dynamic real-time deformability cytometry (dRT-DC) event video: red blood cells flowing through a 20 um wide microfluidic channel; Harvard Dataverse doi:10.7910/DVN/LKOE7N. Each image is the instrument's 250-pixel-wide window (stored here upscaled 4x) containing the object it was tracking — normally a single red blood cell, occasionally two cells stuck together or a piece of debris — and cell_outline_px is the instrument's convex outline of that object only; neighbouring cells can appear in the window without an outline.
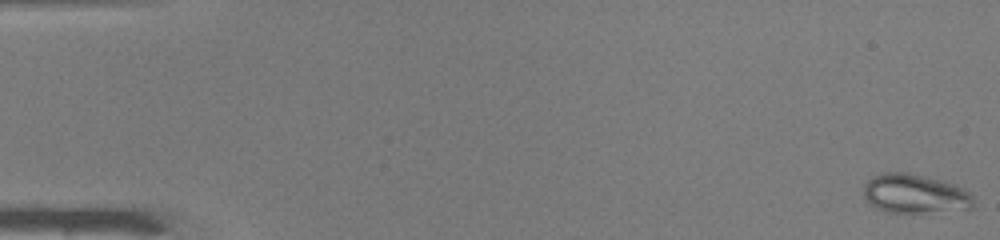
{"species": "common noctule bat (a hibernating species)", "species_latin": "Nyctalus noctula", "temperature_condition": "warm", "stored_images_in_passage": 50, "camera_frame_rate_fps": 3000, "um_per_image_px": 0.085, "animal": {"sex": "male", "body_mass_g": 19.0, "forearm_length_mm": 50.8}, "frame": {"image": 1, "passage_image": 1, "time_ms": 0.0, "image_size_px": [1000, 240], "cell_outline_px": [[972, 208], [920, 212], [888, 212], [876, 208], [868, 204], [864, 196], [864, 184], [872, 176], [884, 172], [908, 172], [956, 184], [964, 188], [972, 196]], "centroid_in_image_um": [77.71, 16.45], "position_along_channel_um": 7.3, "area_um2": 24.91}}
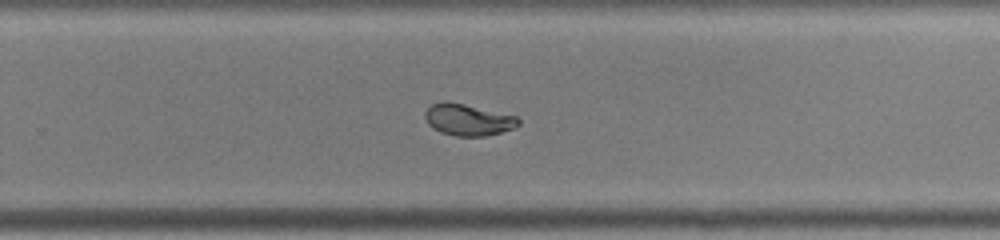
{"frame": {"image": 2, "passage_image": 33, "time_ms": 10.667, "image_size_px": [1000, 240], "cell_outline_px": [[520, 124], [516, 128], [484, 136], [456, 136], [440, 132], [432, 128], [428, 124], [424, 116], [424, 112], [432, 104], [444, 100], [448, 100], [516, 116], [520, 120]], "centroid_in_image_um": [39.76, 10.17], "position_along_channel_um": 290.0, "area_um2": 17.34}}
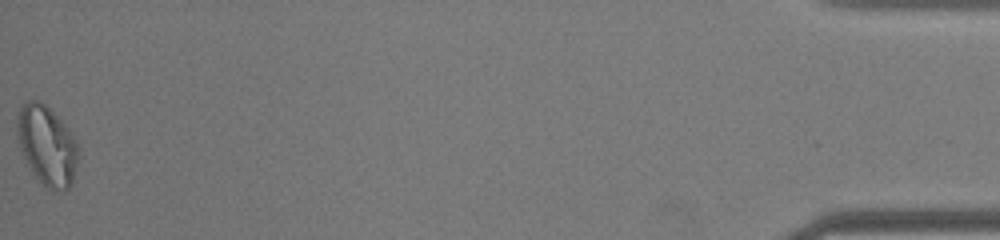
{"frame": {"image": 3, "passage_image": 50, "time_ms": 16.333, "image_size_px": [1000, 240], "cell_outline_px": [[80, 152], [72, 184], [68, 188], [52, 192], [36, 176], [28, 164], [20, 148], [16, 136], [16, 116], [20, 108], [28, 100], [40, 100], [72, 132], [80, 148]], "centroid_in_image_um": [4.01, 12.36], "position_along_channel_um": 431.2, "area_um2": 28.44}, "authors_computed_cell_mechanics": {"area_um2": 19.941, "velocity_mm_per_s": 4.126, "shape_relaxation_time_tau1_ms": 8.6998, "shape_relaxation_time_tau2_ms": null, "deformation_change_tau1": 0.236, "deformation_change_tau2": null}}